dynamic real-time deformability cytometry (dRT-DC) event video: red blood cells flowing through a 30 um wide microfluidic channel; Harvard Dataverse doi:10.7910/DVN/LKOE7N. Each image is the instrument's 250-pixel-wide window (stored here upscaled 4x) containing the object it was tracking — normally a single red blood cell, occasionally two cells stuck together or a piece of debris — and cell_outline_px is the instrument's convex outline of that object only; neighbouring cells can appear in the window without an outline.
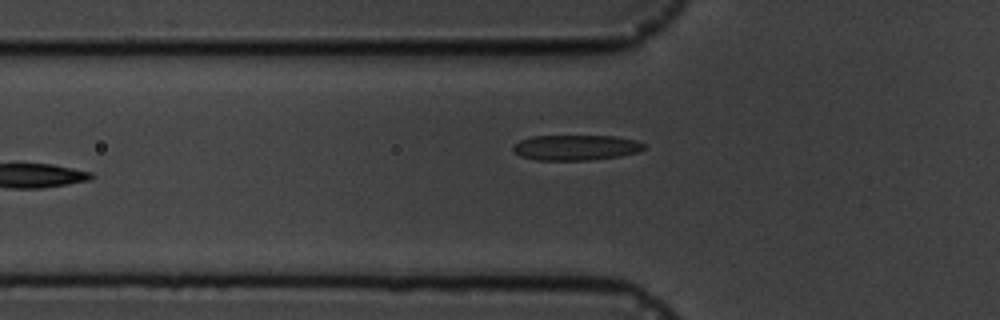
{"species": "common noctule bat (a hibernating species)", "species_latin": "Nyctalus noctula", "temperature_condition": "cold", "stored_images_in_passage": 15, "camera_frame_rate_fps": 3000, "um_per_image_px": 0.085, "animal": {"sex": "male", "body_mass_g": 19.5, "forearm_length_mm": 54.6}, "frame": {"image": 1, "passage_image": 4, "time_ms": 4.667, "image_size_px": [1000, 320], "cell_outline_px": [[644, 148], [636, 152], [620, 156], [588, 160], [536, 160], [520, 156], [512, 148], [512, 144], [520, 140], [532, 136], [616, 136], [636, 140], [644, 144]], "centroid_in_image_um": [48.91, 12.54], "position_along_channel_um": 76.9, "area_um2": 19.31}}
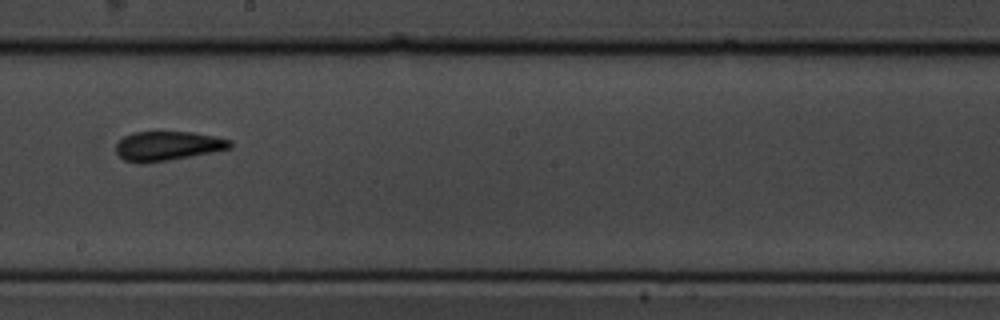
{"frame": {"image": 2, "passage_image": 8, "time_ms": 9.0, "image_size_px": [1000, 320], "cell_outline_px": [[232, 148], [212, 152], [168, 160], [124, 160], [116, 152], [116, 144], [124, 136], [132, 132], [192, 132], [216, 136], [232, 140]], "centroid_in_image_um": [14.32, 12.36], "position_along_channel_um": 233.9, "area_um2": 18.9}}
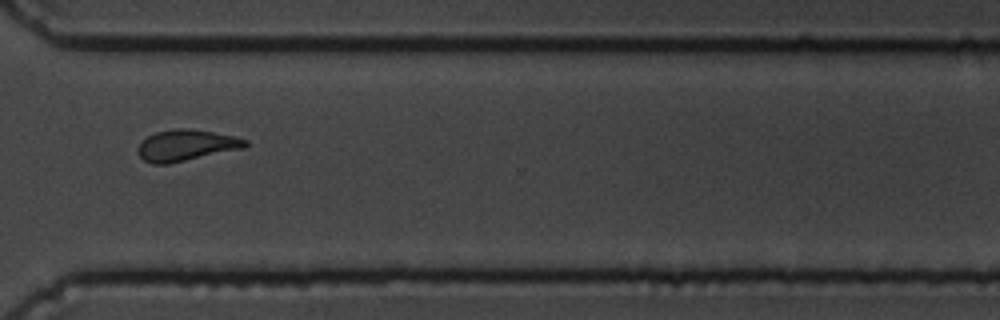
{"frame": {"image": 3, "passage_image": 11, "time_ms": 12.333, "image_size_px": [1000, 320], "cell_outline_px": [[248, 144], [244, 148], [168, 164], [152, 164], [144, 160], [140, 156], [136, 148], [148, 136], [156, 132], [172, 128], [184, 128], [212, 132], [236, 136], [248, 140]], "centroid_in_image_um": [15.83, 12.35], "position_along_channel_um": 354.8, "area_um2": 19.48}, "authors_computed_cell_mechanics": {"area_um2": 18.6694, "velocity_mm_per_s": 3.6109, "shape_relaxation_time_tau1_ms": null, "shape_relaxation_time_tau2_ms": 2.1548, "deformation_change_tau1": null, "deformation_change_tau2": 0.0788}}